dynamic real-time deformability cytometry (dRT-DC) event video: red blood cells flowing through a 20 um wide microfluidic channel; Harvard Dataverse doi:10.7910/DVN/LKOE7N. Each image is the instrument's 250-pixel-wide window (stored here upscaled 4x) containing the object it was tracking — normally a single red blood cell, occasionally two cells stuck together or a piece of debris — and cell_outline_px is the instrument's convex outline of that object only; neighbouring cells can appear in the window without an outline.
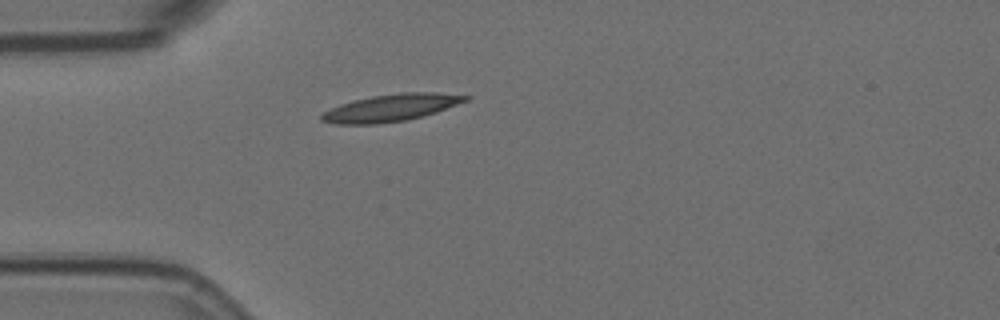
{"species": "Egyptian fruit bat (a non-hibernating species)", "species_latin": "Rousettus aegyptiacus", "temperature_condition": "room temperature", "stored_images_in_passage": 1, "camera_frame_rate_fps": 3000, "um_per_image_px": 0.085, "animal": {"sex": "female"}, "frame": {"image": 1, "passage_image": 1, "time_ms": 0.0, "image_size_px": [1000, 320], "cell_outline_px": [[472, 96], [468, 100], [436, 112], [408, 120], [376, 124], [332, 124], [320, 120], [320, 116], [324, 112], [340, 104], [352, 100], [372, 96], [400, 92], [436, 92]], "centroid_in_image_um": [33.23, 9.16], "position_along_channel_um": 51.8, "area_um2": 22.83}}